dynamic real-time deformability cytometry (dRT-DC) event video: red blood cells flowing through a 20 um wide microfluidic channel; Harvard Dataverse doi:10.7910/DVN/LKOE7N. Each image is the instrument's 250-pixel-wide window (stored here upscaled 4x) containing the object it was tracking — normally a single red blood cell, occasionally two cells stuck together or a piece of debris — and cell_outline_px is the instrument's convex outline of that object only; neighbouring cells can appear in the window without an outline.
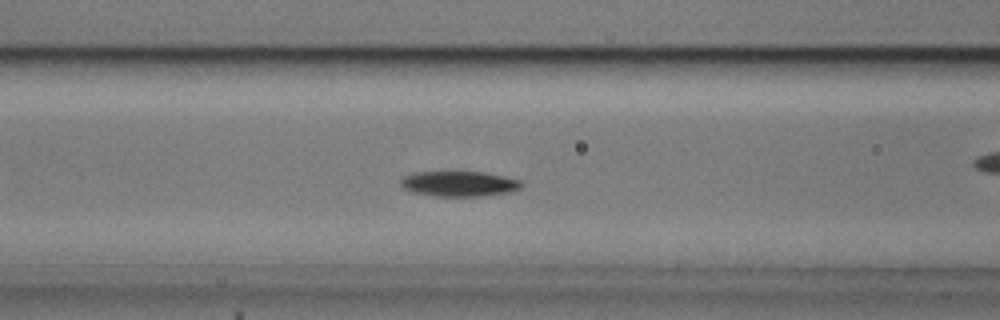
{"species": "common noctule bat (a hibernating species)", "species_latin": "Nyctalus noctula", "temperature_condition": "cold", "stored_images_in_passage": 47, "camera_frame_rate_fps": 3000, "um_per_image_px": 0.085, "animal": {"sex": "male", "body_mass_g": 20.5, "forearm_length_mm": 52.5}, "frame": {"image": 1, "passage_image": 14, "time_ms": 4.333, "image_size_px": [1000, 320], "cell_outline_px": [[524, 184], [520, 188], [508, 192], [484, 196], [436, 196], [412, 192], [404, 188], [400, 184], [400, 180], [404, 176], [412, 172], [484, 172], [504, 176], [520, 180]], "centroid_in_image_um": [39.02, 15.62], "position_along_channel_um": 127.6, "area_um2": 17.8}, "authors_computed_cell_mechanics": {"area_um2": 17.5134, "velocity_mm_per_s": 3.6978, "shape_relaxation_time_tau1_ms": 2.1011, "shape_relaxation_time_tau2_ms": null, "deformation_change_tau1": 0.1086, "deformation_change_tau2": null}}